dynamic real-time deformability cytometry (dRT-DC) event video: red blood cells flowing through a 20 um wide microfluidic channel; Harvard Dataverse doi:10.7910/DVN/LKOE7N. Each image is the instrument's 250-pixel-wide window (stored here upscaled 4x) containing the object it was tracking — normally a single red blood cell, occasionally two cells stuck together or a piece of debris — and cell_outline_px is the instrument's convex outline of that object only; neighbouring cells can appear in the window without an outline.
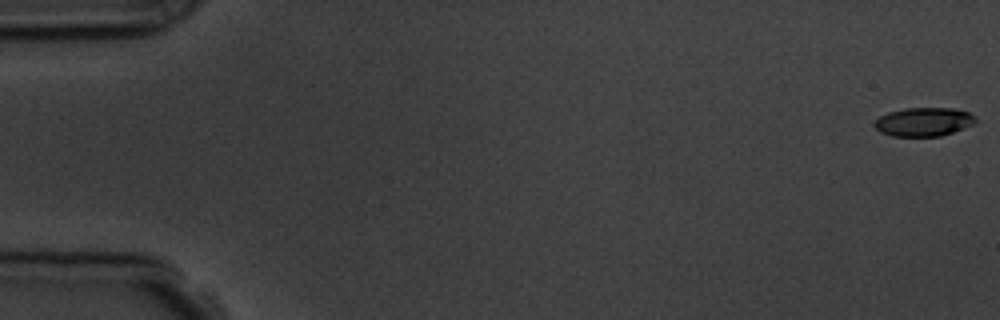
{"species": "common noctule bat (a hibernating species)", "species_latin": "Nyctalus noctula", "temperature_condition": "room temperature", "stored_images_in_passage": 7, "camera_frame_rate_fps": 3000, "um_per_image_px": 0.085, "animal": {"sex": "male", "body_mass_g": 19.5, "forearm_length_mm": 54.6}, "frame": {"image": 1, "passage_image": 1, "time_ms": 0.0, "image_size_px": [1000, 320], "cell_outline_px": [[976, 120], [972, 124], [964, 128], [940, 136], [892, 136], [880, 132], [872, 124], [880, 116], [888, 112], [904, 108], [952, 108], [968, 112], [976, 116]], "centroid_in_image_um": [78.49, 10.35], "position_along_channel_um": 6.5, "area_um2": 16.88}}
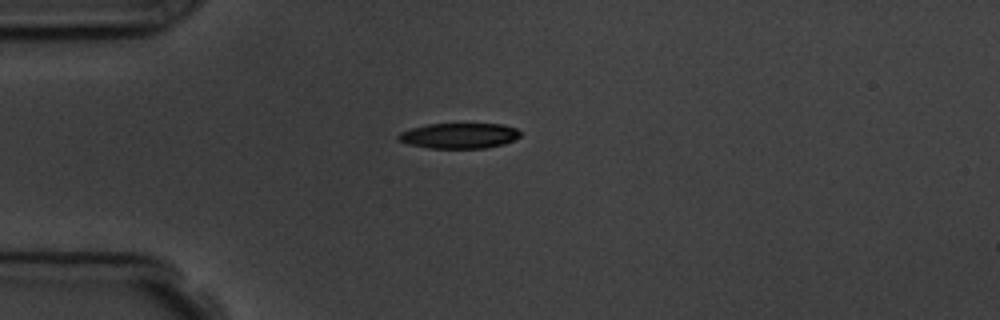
{"frame": {"image": 2, "passage_image": 5, "time_ms": 4.667, "image_size_px": [1000, 320], "cell_outline_px": [[520, 136], [504, 144], [484, 148], [428, 148], [408, 144], [400, 140], [396, 136], [400, 132], [412, 128], [428, 124], [504, 124], [516, 128], [520, 132]], "centroid_in_image_um": [39.03, 11.53], "position_along_channel_um": 46.0, "area_um2": 17.98}}